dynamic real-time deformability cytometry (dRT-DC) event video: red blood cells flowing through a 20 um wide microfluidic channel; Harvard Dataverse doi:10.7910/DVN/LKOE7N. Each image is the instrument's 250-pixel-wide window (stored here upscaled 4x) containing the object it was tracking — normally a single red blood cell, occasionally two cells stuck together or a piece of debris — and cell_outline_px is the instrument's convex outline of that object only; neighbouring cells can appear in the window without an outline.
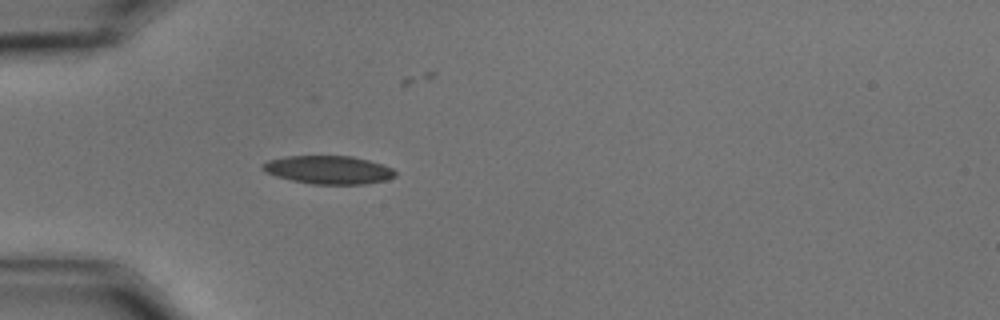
{"species": "common noctule bat (a hibernating species)", "species_latin": "Nyctalus noctula", "temperature_condition": "cold", "stored_images_in_passage": 3, "camera_frame_rate_fps": 3000, "um_per_image_px": 0.085, "animal": {"sex": "male", "body_mass_g": 15.6}, "frame": {"image": 1, "passage_image": 1, "time_ms": 0.0, "image_size_px": [1000, 320], "cell_outline_px": [[396, 176], [388, 180], [364, 184], [312, 184], [292, 180], [276, 176], [264, 172], [260, 168], [260, 164], [268, 160], [284, 156], [352, 156], [384, 164], [392, 168], [396, 172]], "centroid_in_image_um": [27.91, 14.43], "position_along_channel_um": 57.1, "area_um2": 22.08}}